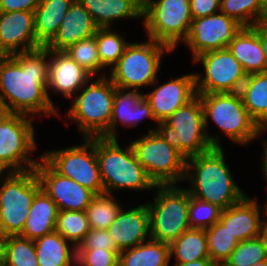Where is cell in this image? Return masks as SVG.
<instances>
[{"instance_id":"1","label":"cell","mask_w":267,"mask_h":266,"mask_svg":"<svg viewBox=\"0 0 267 266\" xmlns=\"http://www.w3.org/2000/svg\"><path fill=\"white\" fill-rule=\"evenodd\" d=\"M48 57L46 47L0 56V92L11 113L60 117L47 95Z\"/></svg>"},{"instance_id":"2","label":"cell","mask_w":267,"mask_h":266,"mask_svg":"<svg viewBox=\"0 0 267 266\" xmlns=\"http://www.w3.org/2000/svg\"><path fill=\"white\" fill-rule=\"evenodd\" d=\"M223 147H213L186 159V175L192 197L209 202L222 211L239 203L247 195L234 181Z\"/></svg>"},{"instance_id":"3","label":"cell","mask_w":267,"mask_h":266,"mask_svg":"<svg viewBox=\"0 0 267 266\" xmlns=\"http://www.w3.org/2000/svg\"><path fill=\"white\" fill-rule=\"evenodd\" d=\"M200 97L205 118V130L213 147H223L219 134L207 132L209 118L228 136L229 140L248 145L267 128H260L250 117L239 92L197 94Z\"/></svg>"},{"instance_id":"4","label":"cell","mask_w":267,"mask_h":266,"mask_svg":"<svg viewBox=\"0 0 267 266\" xmlns=\"http://www.w3.org/2000/svg\"><path fill=\"white\" fill-rule=\"evenodd\" d=\"M96 156L105 194L116 190L156 189L146 170L137 161L131 145L119 146L117 139L96 137Z\"/></svg>"},{"instance_id":"5","label":"cell","mask_w":267,"mask_h":266,"mask_svg":"<svg viewBox=\"0 0 267 266\" xmlns=\"http://www.w3.org/2000/svg\"><path fill=\"white\" fill-rule=\"evenodd\" d=\"M89 84V85H88ZM116 86L105 73L89 80L75 95L66 118L77 123L83 138L110 139V122ZM79 94V95H78Z\"/></svg>"},{"instance_id":"6","label":"cell","mask_w":267,"mask_h":266,"mask_svg":"<svg viewBox=\"0 0 267 266\" xmlns=\"http://www.w3.org/2000/svg\"><path fill=\"white\" fill-rule=\"evenodd\" d=\"M172 51L167 45L150 38L146 42H130L110 69L108 78L121 89L139 91L147 85L156 86L163 55Z\"/></svg>"},{"instance_id":"7","label":"cell","mask_w":267,"mask_h":266,"mask_svg":"<svg viewBox=\"0 0 267 266\" xmlns=\"http://www.w3.org/2000/svg\"><path fill=\"white\" fill-rule=\"evenodd\" d=\"M157 127L155 131L163 140L186 159L213 148L205 130L204 110L198 95Z\"/></svg>"},{"instance_id":"8","label":"cell","mask_w":267,"mask_h":266,"mask_svg":"<svg viewBox=\"0 0 267 266\" xmlns=\"http://www.w3.org/2000/svg\"><path fill=\"white\" fill-rule=\"evenodd\" d=\"M0 181L1 239L22 233L32 200L41 186L35 169L0 173Z\"/></svg>"},{"instance_id":"9","label":"cell","mask_w":267,"mask_h":266,"mask_svg":"<svg viewBox=\"0 0 267 266\" xmlns=\"http://www.w3.org/2000/svg\"><path fill=\"white\" fill-rule=\"evenodd\" d=\"M154 202L146 203L150 213V238L170 244L190 229V193L177 185H156Z\"/></svg>"},{"instance_id":"10","label":"cell","mask_w":267,"mask_h":266,"mask_svg":"<svg viewBox=\"0 0 267 266\" xmlns=\"http://www.w3.org/2000/svg\"><path fill=\"white\" fill-rule=\"evenodd\" d=\"M155 129L131 141L130 145L155 185H176L185 179L186 158L168 145Z\"/></svg>"},{"instance_id":"11","label":"cell","mask_w":267,"mask_h":266,"mask_svg":"<svg viewBox=\"0 0 267 266\" xmlns=\"http://www.w3.org/2000/svg\"><path fill=\"white\" fill-rule=\"evenodd\" d=\"M192 20L190 0H150L143 9L147 37L173 51L188 37Z\"/></svg>"},{"instance_id":"12","label":"cell","mask_w":267,"mask_h":266,"mask_svg":"<svg viewBox=\"0 0 267 266\" xmlns=\"http://www.w3.org/2000/svg\"><path fill=\"white\" fill-rule=\"evenodd\" d=\"M34 118L11 113L0 124V173L24 172L38 164L30 155L37 149Z\"/></svg>"},{"instance_id":"13","label":"cell","mask_w":267,"mask_h":266,"mask_svg":"<svg viewBox=\"0 0 267 266\" xmlns=\"http://www.w3.org/2000/svg\"><path fill=\"white\" fill-rule=\"evenodd\" d=\"M84 144L60 150L46 151L41 158L58 174L70 178L96 195L104 194L96 137L83 138Z\"/></svg>"},{"instance_id":"14","label":"cell","mask_w":267,"mask_h":266,"mask_svg":"<svg viewBox=\"0 0 267 266\" xmlns=\"http://www.w3.org/2000/svg\"><path fill=\"white\" fill-rule=\"evenodd\" d=\"M202 63L204 76L195 75L197 94L239 92L247 73L228 48L202 53L193 59Z\"/></svg>"},{"instance_id":"15","label":"cell","mask_w":267,"mask_h":266,"mask_svg":"<svg viewBox=\"0 0 267 266\" xmlns=\"http://www.w3.org/2000/svg\"><path fill=\"white\" fill-rule=\"evenodd\" d=\"M243 26L221 11L192 20L188 37L183 42L189 47L192 59L198 55L228 48Z\"/></svg>"},{"instance_id":"16","label":"cell","mask_w":267,"mask_h":266,"mask_svg":"<svg viewBox=\"0 0 267 266\" xmlns=\"http://www.w3.org/2000/svg\"><path fill=\"white\" fill-rule=\"evenodd\" d=\"M39 160L35 172L41 189L55 202L58 211H85L96 194L58 174L42 158Z\"/></svg>"},{"instance_id":"17","label":"cell","mask_w":267,"mask_h":266,"mask_svg":"<svg viewBox=\"0 0 267 266\" xmlns=\"http://www.w3.org/2000/svg\"><path fill=\"white\" fill-rule=\"evenodd\" d=\"M40 47L42 46L36 40L34 12L0 11V56Z\"/></svg>"},{"instance_id":"18","label":"cell","mask_w":267,"mask_h":266,"mask_svg":"<svg viewBox=\"0 0 267 266\" xmlns=\"http://www.w3.org/2000/svg\"><path fill=\"white\" fill-rule=\"evenodd\" d=\"M49 51V69L47 82V95L50 102H54L49 96V89L54 93H60L66 99L73 98L89 80L93 77L75 62L65 51Z\"/></svg>"},{"instance_id":"19","label":"cell","mask_w":267,"mask_h":266,"mask_svg":"<svg viewBox=\"0 0 267 266\" xmlns=\"http://www.w3.org/2000/svg\"><path fill=\"white\" fill-rule=\"evenodd\" d=\"M197 95L194 73L168 80L152 92L144 94L150 103L154 117L159 123L165 121L177 109L187 104Z\"/></svg>"},{"instance_id":"20","label":"cell","mask_w":267,"mask_h":266,"mask_svg":"<svg viewBox=\"0 0 267 266\" xmlns=\"http://www.w3.org/2000/svg\"><path fill=\"white\" fill-rule=\"evenodd\" d=\"M107 230L119 251L150 239V213L146 203L126 211L122 208Z\"/></svg>"},{"instance_id":"21","label":"cell","mask_w":267,"mask_h":266,"mask_svg":"<svg viewBox=\"0 0 267 266\" xmlns=\"http://www.w3.org/2000/svg\"><path fill=\"white\" fill-rule=\"evenodd\" d=\"M259 205L255 199L248 195L239 203L221 211L219 222L239 242L260 236L264 219H260L261 209L266 210L265 205Z\"/></svg>"},{"instance_id":"22","label":"cell","mask_w":267,"mask_h":266,"mask_svg":"<svg viewBox=\"0 0 267 266\" xmlns=\"http://www.w3.org/2000/svg\"><path fill=\"white\" fill-rule=\"evenodd\" d=\"M146 118L158 123L144 93L116 87L110 122V139H117L116 131H118L119 122L123 127L130 128L138 125Z\"/></svg>"},{"instance_id":"23","label":"cell","mask_w":267,"mask_h":266,"mask_svg":"<svg viewBox=\"0 0 267 266\" xmlns=\"http://www.w3.org/2000/svg\"><path fill=\"white\" fill-rule=\"evenodd\" d=\"M98 28L89 12L75 0L57 34L45 47L48 50L65 51L75 43L94 36Z\"/></svg>"},{"instance_id":"24","label":"cell","mask_w":267,"mask_h":266,"mask_svg":"<svg viewBox=\"0 0 267 266\" xmlns=\"http://www.w3.org/2000/svg\"><path fill=\"white\" fill-rule=\"evenodd\" d=\"M228 49L249 75L267 72V62L257 32L242 27L228 45Z\"/></svg>"},{"instance_id":"25","label":"cell","mask_w":267,"mask_h":266,"mask_svg":"<svg viewBox=\"0 0 267 266\" xmlns=\"http://www.w3.org/2000/svg\"><path fill=\"white\" fill-rule=\"evenodd\" d=\"M58 208L40 189L34 196L24 229L20 236L35 240L55 231Z\"/></svg>"},{"instance_id":"26","label":"cell","mask_w":267,"mask_h":266,"mask_svg":"<svg viewBox=\"0 0 267 266\" xmlns=\"http://www.w3.org/2000/svg\"><path fill=\"white\" fill-rule=\"evenodd\" d=\"M99 28L113 27L115 20L143 17V9L133 0H77Z\"/></svg>"},{"instance_id":"27","label":"cell","mask_w":267,"mask_h":266,"mask_svg":"<svg viewBox=\"0 0 267 266\" xmlns=\"http://www.w3.org/2000/svg\"><path fill=\"white\" fill-rule=\"evenodd\" d=\"M75 0H41L34 11L37 42L45 47L57 34L66 13Z\"/></svg>"},{"instance_id":"28","label":"cell","mask_w":267,"mask_h":266,"mask_svg":"<svg viewBox=\"0 0 267 266\" xmlns=\"http://www.w3.org/2000/svg\"><path fill=\"white\" fill-rule=\"evenodd\" d=\"M34 245L39 266H76L77 248L56 231L35 239Z\"/></svg>"},{"instance_id":"29","label":"cell","mask_w":267,"mask_h":266,"mask_svg":"<svg viewBox=\"0 0 267 266\" xmlns=\"http://www.w3.org/2000/svg\"><path fill=\"white\" fill-rule=\"evenodd\" d=\"M239 93L250 117L267 128V72L247 75Z\"/></svg>"},{"instance_id":"30","label":"cell","mask_w":267,"mask_h":266,"mask_svg":"<svg viewBox=\"0 0 267 266\" xmlns=\"http://www.w3.org/2000/svg\"><path fill=\"white\" fill-rule=\"evenodd\" d=\"M169 244L148 239L119 253L118 266H170Z\"/></svg>"},{"instance_id":"31","label":"cell","mask_w":267,"mask_h":266,"mask_svg":"<svg viewBox=\"0 0 267 266\" xmlns=\"http://www.w3.org/2000/svg\"><path fill=\"white\" fill-rule=\"evenodd\" d=\"M170 260L173 255L175 264H183L210 258L205 229L190 228L169 244Z\"/></svg>"},{"instance_id":"32","label":"cell","mask_w":267,"mask_h":266,"mask_svg":"<svg viewBox=\"0 0 267 266\" xmlns=\"http://www.w3.org/2000/svg\"><path fill=\"white\" fill-rule=\"evenodd\" d=\"M0 257L11 266H39L34 240L20 235L0 239Z\"/></svg>"},{"instance_id":"33","label":"cell","mask_w":267,"mask_h":266,"mask_svg":"<svg viewBox=\"0 0 267 266\" xmlns=\"http://www.w3.org/2000/svg\"><path fill=\"white\" fill-rule=\"evenodd\" d=\"M55 231L76 248L90 231L85 211H58Z\"/></svg>"},{"instance_id":"34","label":"cell","mask_w":267,"mask_h":266,"mask_svg":"<svg viewBox=\"0 0 267 266\" xmlns=\"http://www.w3.org/2000/svg\"><path fill=\"white\" fill-rule=\"evenodd\" d=\"M205 234L210 258L223 266L239 241L219 221L205 229Z\"/></svg>"},{"instance_id":"35","label":"cell","mask_w":267,"mask_h":266,"mask_svg":"<svg viewBox=\"0 0 267 266\" xmlns=\"http://www.w3.org/2000/svg\"><path fill=\"white\" fill-rule=\"evenodd\" d=\"M119 204L112 194L96 195L85 210L90 229H107L122 209Z\"/></svg>"},{"instance_id":"36","label":"cell","mask_w":267,"mask_h":266,"mask_svg":"<svg viewBox=\"0 0 267 266\" xmlns=\"http://www.w3.org/2000/svg\"><path fill=\"white\" fill-rule=\"evenodd\" d=\"M220 11L243 27H252L264 21L262 0H220Z\"/></svg>"},{"instance_id":"37","label":"cell","mask_w":267,"mask_h":266,"mask_svg":"<svg viewBox=\"0 0 267 266\" xmlns=\"http://www.w3.org/2000/svg\"><path fill=\"white\" fill-rule=\"evenodd\" d=\"M111 27L98 28L95 34L101 65L110 69L118 62L123 55L126 46L130 43L117 32H113Z\"/></svg>"},{"instance_id":"38","label":"cell","mask_w":267,"mask_h":266,"mask_svg":"<svg viewBox=\"0 0 267 266\" xmlns=\"http://www.w3.org/2000/svg\"><path fill=\"white\" fill-rule=\"evenodd\" d=\"M65 52L93 78L104 69L99 58L95 35L75 43Z\"/></svg>"},{"instance_id":"39","label":"cell","mask_w":267,"mask_h":266,"mask_svg":"<svg viewBox=\"0 0 267 266\" xmlns=\"http://www.w3.org/2000/svg\"><path fill=\"white\" fill-rule=\"evenodd\" d=\"M267 260V249L261 237L241 241L223 266H252Z\"/></svg>"},{"instance_id":"40","label":"cell","mask_w":267,"mask_h":266,"mask_svg":"<svg viewBox=\"0 0 267 266\" xmlns=\"http://www.w3.org/2000/svg\"><path fill=\"white\" fill-rule=\"evenodd\" d=\"M217 206L190 195L189 224L191 228L207 229L216 223L221 214Z\"/></svg>"},{"instance_id":"41","label":"cell","mask_w":267,"mask_h":266,"mask_svg":"<svg viewBox=\"0 0 267 266\" xmlns=\"http://www.w3.org/2000/svg\"><path fill=\"white\" fill-rule=\"evenodd\" d=\"M120 251L77 249L76 266H118Z\"/></svg>"},{"instance_id":"42","label":"cell","mask_w":267,"mask_h":266,"mask_svg":"<svg viewBox=\"0 0 267 266\" xmlns=\"http://www.w3.org/2000/svg\"><path fill=\"white\" fill-rule=\"evenodd\" d=\"M103 249L119 251L107 229H90L77 249Z\"/></svg>"},{"instance_id":"43","label":"cell","mask_w":267,"mask_h":266,"mask_svg":"<svg viewBox=\"0 0 267 266\" xmlns=\"http://www.w3.org/2000/svg\"><path fill=\"white\" fill-rule=\"evenodd\" d=\"M193 19L210 16L220 12V0H190Z\"/></svg>"},{"instance_id":"44","label":"cell","mask_w":267,"mask_h":266,"mask_svg":"<svg viewBox=\"0 0 267 266\" xmlns=\"http://www.w3.org/2000/svg\"><path fill=\"white\" fill-rule=\"evenodd\" d=\"M41 0H0V11H29L34 12Z\"/></svg>"},{"instance_id":"45","label":"cell","mask_w":267,"mask_h":266,"mask_svg":"<svg viewBox=\"0 0 267 266\" xmlns=\"http://www.w3.org/2000/svg\"><path fill=\"white\" fill-rule=\"evenodd\" d=\"M252 28L257 32L259 36L260 43L262 45V49L267 62V21L257 23L256 25L252 26Z\"/></svg>"},{"instance_id":"46","label":"cell","mask_w":267,"mask_h":266,"mask_svg":"<svg viewBox=\"0 0 267 266\" xmlns=\"http://www.w3.org/2000/svg\"><path fill=\"white\" fill-rule=\"evenodd\" d=\"M173 266H218V265L211 258H205L183 264H174Z\"/></svg>"},{"instance_id":"47","label":"cell","mask_w":267,"mask_h":266,"mask_svg":"<svg viewBox=\"0 0 267 266\" xmlns=\"http://www.w3.org/2000/svg\"><path fill=\"white\" fill-rule=\"evenodd\" d=\"M263 145H264V152H263V155H262V170H263V174H264V177H265V181L267 183V140L265 141V139L262 141Z\"/></svg>"},{"instance_id":"48","label":"cell","mask_w":267,"mask_h":266,"mask_svg":"<svg viewBox=\"0 0 267 266\" xmlns=\"http://www.w3.org/2000/svg\"><path fill=\"white\" fill-rule=\"evenodd\" d=\"M260 237L267 249V219L263 220L262 222Z\"/></svg>"},{"instance_id":"49","label":"cell","mask_w":267,"mask_h":266,"mask_svg":"<svg viewBox=\"0 0 267 266\" xmlns=\"http://www.w3.org/2000/svg\"><path fill=\"white\" fill-rule=\"evenodd\" d=\"M11 114L9 110H0V124Z\"/></svg>"},{"instance_id":"50","label":"cell","mask_w":267,"mask_h":266,"mask_svg":"<svg viewBox=\"0 0 267 266\" xmlns=\"http://www.w3.org/2000/svg\"><path fill=\"white\" fill-rule=\"evenodd\" d=\"M136 4H138L142 9H144L150 2V0H133Z\"/></svg>"},{"instance_id":"51","label":"cell","mask_w":267,"mask_h":266,"mask_svg":"<svg viewBox=\"0 0 267 266\" xmlns=\"http://www.w3.org/2000/svg\"><path fill=\"white\" fill-rule=\"evenodd\" d=\"M263 12H264V21H267V0H262Z\"/></svg>"},{"instance_id":"52","label":"cell","mask_w":267,"mask_h":266,"mask_svg":"<svg viewBox=\"0 0 267 266\" xmlns=\"http://www.w3.org/2000/svg\"><path fill=\"white\" fill-rule=\"evenodd\" d=\"M0 110H8V108L4 104L1 92H0Z\"/></svg>"},{"instance_id":"53","label":"cell","mask_w":267,"mask_h":266,"mask_svg":"<svg viewBox=\"0 0 267 266\" xmlns=\"http://www.w3.org/2000/svg\"><path fill=\"white\" fill-rule=\"evenodd\" d=\"M252 266H267V260L258 262V263L254 264Z\"/></svg>"},{"instance_id":"54","label":"cell","mask_w":267,"mask_h":266,"mask_svg":"<svg viewBox=\"0 0 267 266\" xmlns=\"http://www.w3.org/2000/svg\"><path fill=\"white\" fill-rule=\"evenodd\" d=\"M1 266H11V265L5 263V262L3 261V259L1 258Z\"/></svg>"},{"instance_id":"55","label":"cell","mask_w":267,"mask_h":266,"mask_svg":"<svg viewBox=\"0 0 267 266\" xmlns=\"http://www.w3.org/2000/svg\"><path fill=\"white\" fill-rule=\"evenodd\" d=\"M265 208H266L265 213L267 214V203L265 204Z\"/></svg>"}]
</instances>
